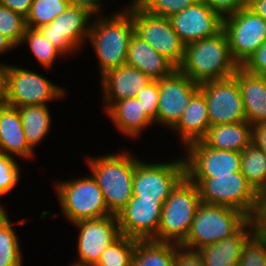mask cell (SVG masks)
<instances>
[{"instance_id": "9c48e42d", "label": "cell", "mask_w": 266, "mask_h": 266, "mask_svg": "<svg viewBox=\"0 0 266 266\" xmlns=\"http://www.w3.org/2000/svg\"><path fill=\"white\" fill-rule=\"evenodd\" d=\"M126 10L132 16L135 34L178 68L184 59L185 44L172 28L169 18L152 15L141 7Z\"/></svg>"}, {"instance_id": "d6a6232c", "label": "cell", "mask_w": 266, "mask_h": 266, "mask_svg": "<svg viewBox=\"0 0 266 266\" xmlns=\"http://www.w3.org/2000/svg\"><path fill=\"white\" fill-rule=\"evenodd\" d=\"M28 43L29 47L44 68H51L57 56L63 55L38 29L26 28L22 43Z\"/></svg>"}, {"instance_id": "2e32d148", "label": "cell", "mask_w": 266, "mask_h": 266, "mask_svg": "<svg viewBox=\"0 0 266 266\" xmlns=\"http://www.w3.org/2000/svg\"><path fill=\"white\" fill-rule=\"evenodd\" d=\"M158 82L157 123H162L172 129L181 119L192 96L200 89V84L193 82L178 68Z\"/></svg>"}, {"instance_id": "3957f363", "label": "cell", "mask_w": 266, "mask_h": 266, "mask_svg": "<svg viewBox=\"0 0 266 266\" xmlns=\"http://www.w3.org/2000/svg\"><path fill=\"white\" fill-rule=\"evenodd\" d=\"M134 33L132 16L126 8L115 16L101 17L91 24L88 41L98 57L101 75L126 65L127 50Z\"/></svg>"}, {"instance_id": "f907efd6", "label": "cell", "mask_w": 266, "mask_h": 266, "mask_svg": "<svg viewBox=\"0 0 266 266\" xmlns=\"http://www.w3.org/2000/svg\"><path fill=\"white\" fill-rule=\"evenodd\" d=\"M134 2H132V6L129 5L128 8L130 7H141L147 0H133Z\"/></svg>"}, {"instance_id": "7c38bea8", "label": "cell", "mask_w": 266, "mask_h": 266, "mask_svg": "<svg viewBox=\"0 0 266 266\" xmlns=\"http://www.w3.org/2000/svg\"><path fill=\"white\" fill-rule=\"evenodd\" d=\"M204 93L210 126L246 121L238 81L234 76L200 84Z\"/></svg>"}, {"instance_id": "836d02e7", "label": "cell", "mask_w": 266, "mask_h": 266, "mask_svg": "<svg viewBox=\"0 0 266 266\" xmlns=\"http://www.w3.org/2000/svg\"><path fill=\"white\" fill-rule=\"evenodd\" d=\"M26 28V18L23 15L0 5V33L15 46L21 44Z\"/></svg>"}, {"instance_id": "e575fe53", "label": "cell", "mask_w": 266, "mask_h": 266, "mask_svg": "<svg viewBox=\"0 0 266 266\" xmlns=\"http://www.w3.org/2000/svg\"><path fill=\"white\" fill-rule=\"evenodd\" d=\"M238 266H266V242L255 233L242 248Z\"/></svg>"}, {"instance_id": "277c9868", "label": "cell", "mask_w": 266, "mask_h": 266, "mask_svg": "<svg viewBox=\"0 0 266 266\" xmlns=\"http://www.w3.org/2000/svg\"><path fill=\"white\" fill-rule=\"evenodd\" d=\"M248 220L249 218L237 209L201 202L188 236L180 247L197 252L205 246L233 236Z\"/></svg>"}, {"instance_id": "681fc988", "label": "cell", "mask_w": 266, "mask_h": 266, "mask_svg": "<svg viewBox=\"0 0 266 266\" xmlns=\"http://www.w3.org/2000/svg\"><path fill=\"white\" fill-rule=\"evenodd\" d=\"M5 105V84H0V109Z\"/></svg>"}, {"instance_id": "4dcf8cb0", "label": "cell", "mask_w": 266, "mask_h": 266, "mask_svg": "<svg viewBox=\"0 0 266 266\" xmlns=\"http://www.w3.org/2000/svg\"><path fill=\"white\" fill-rule=\"evenodd\" d=\"M68 6V0H33L29 14L26 16V26L38 29L48 25Z\"/></svg>"}, {"instance_id": "bcb514c9", "label": "cell", "mask_w": 266, "mask_h": 266, "mask_svg": "<svg viewBox=\"0 0 266 266\" xmlns=\"http://www.w3.org/2000/svg\"><path fill=\"white\" fill-rule=\"evenodd\" d=\"M16 46L3 34L0 33V53H5L11 48H15Z\"/></svg>"}, {"instance_id": "4316f807", "label": "cell", "mask_w": 266, "mask_h": 266, "mask_svg": "<svg viewBox=\"0 0 266 266\" xmlns=\"http://www.w3.org/2000/svg\"><path fill=\"white\" fill-rule=\"evenodd\" d=\"M180 245L154 240H137L131 266H175Z\"/></svg>"}, {"instance_id": "8d00e7d4", "label": "cell", "mask_w": 266, "mask_h": 266, "mask_svg": "<svg viewBox=\"0 0 266 266\" xmlns=\"http://www.w3.org/2000/svg\"><path fill=\"white\" fill-rule=\"evenodd\" d=\"M19 169L14 157L0 153V196L9 193L17 185Z\"/></svg>"}, {"instance_id": "5b68a950", "label": "cell", "mask_w": 266, "mask_h": 266, "mask_svg": "<svg viewBox=\"0 0 266 266\" xmlns=\"http://www.w3.org/2000/svg\"><path fill=\"white\" fill-rule=\"evenodd\" d=\"M201 203L197 185L185 176L163 204L157 234L151 239L181 244Z\"/></svg>"}, {"instance_id": "db71d44e", "label": "cell", "mask_w": 266, "mask_h": 266, "mask_svg": "<svg viewBox=\"0 0 266 266\" xmlns=\"http://www.w3.org/2000/svg\"><path fill=\"white\" fill-rule=\"evenodd\" d=\"M88 266H101V265H98V264H91V265H88Z\"/></svg>"}, {"instance_id": "d6986e66", "label": "cell", "mask_w": 266, "mask_h": 266, "mask_svg": "<svg viewBox=\"0 0 266 266\" xmlns=\"http://www.w3.org/2000/svg\"><path fill=\"white\" fill-rule=\"evenodd\" d=\"M101 77L106 110L115 102L136 97L152 81L146 74L128 65L110 69Z\"/></svg>"}, {"instance_id": "603a6c76", "label": "cell", "mask_w": 266, "mask_h": 266, "mask_svg": "<svg viewBox=\"0 0 266 266\" xmlns=\"http://www.w3.org/2000/svg\"><path fill=\"white\" fill-rule=\"evenodd\" d=\"M33 150L26 141L18 108L5 104L0 109V153L30 159Z\"/></svg>"}, {"instance_id": "5bb4252c", "label": "cell", "mask_w": 266, "mask_h": 266, "mask_svg": "<svg viewBox=\"0 0 266 266\" xmlns=\"http://www.w3.org/2000/svg\"><path fill=\"white\" fill-rule=\"evenodd\" d=\"M92 15L85 8L69 5L63 13L38 30L66 55L77 50L84 38L88 39L90 26L87 23Z\"/></svg>"}, {"instance_id": "6da1fadb", "label": "cell", "mask_w": 266, "mask_h": 266, "mask_svg": "<svg viewBox=\"0 0 266 266\" xmlns=\"http://www.w3.org/2000/svg\"><path fill=\"white\" fill-rule=\"evenodd\" d=\"M238 67L232 58L227 35L222 30L213 37L185 45L184 59L178 69L193 82L202 84L231 77Z\"/></svg>"}, {"instance_id": "ac0fdd59", "label": "cell", "mask_w": 266, "mask_h": 266, "mask_svg": "<svg viewBox=\"0 0 266 266\" xmlns=\"http://www.w3.org/2000/svg\"><path fill=\"white\" fill-rule=\"evenodd\" d=\"M223 19L201 1L169 17L172 28L185 45L220 33L223 30Z\"/></svg>"}, {"instance_id": "9a60e30c", "label": "cell", "mask_w": 266, "mask_h": 266, "mask_svg": "<svg viewBox=\"0 0 266 266\" xmlns=\"http://www.w3.org/2000/svg\"><path fill=\"white\" fill-rule=\"evenodd\" d=\"M186 176L188 178H215L241 172V153L217 150L206 146L202 141L186 147Z\"/></svg>"}, {"instance_id": "7402d4cb", "label": "cell", "mask_w": 266, "mask_h": 266, "mask_svg": "<svg viewBox=\"0 0 266 266\" xmlns=\"http://www.w3.org/2000/svg\"><path fill=\"white\" fill-rule=\"evenodd\" d=\"M253 234L254 229L248 220L233 236L205 246L197 252L203 258L205 266H238L242 248Z\"/></svg>"}, {"instance_id": "60d3db41", "label": "cell", "mask_w": 266, "mask_h": 266, "mask_svg": "<svg viewBox=\"0 0 266 266\" xmlns=\"http://www.w3.org/2000/svg\"><path fill=\"white\" fill-rule=\"evenodd\" d=\"M212 8L215 12L220 14L223 18L235 13L239 8L236 0H198Z\"/></svg>"}, {"instance_id": "52a82bcc", "label": "cell", "mask_w": 266, "mask_h": 266, "mask_svg": "<svg viewBox=\"0 0 266 266\" xmlns=\"http://www.w3.org/2000/svg\"><path fill=\"white\" fill-rule=\"evenodd\" d=\"M199 190L202 203L223 205L237 209L251 217L257 192L241 172L215 178H189Z\"/></svg>"}, {"instance_id": "c3c4849f", "label": "cell", "mask_w": 266, "mask_h": 266, "mask_svg": "<svg viewBox=\"0 0 266 266\" xmlns=\"http://www.w3.org/2000/svg\"><path fill=\"white\" fill-rule=\"evenodd\" d=\"M259 0H236L239 9H251Z\"/></svg>"}, {"instance_id": "74e56055", "label": "cell", "mask_w": 266, "mask_h": 266, "mask_svg": "<svg viewBox=\"0 0 266 266\" xmlns=\"http://www.w3.org/2000/svg\"><path fill=\"white\" fill-rule=\"evenodd\" d=\"M136 99L140 102L146 115L157 123L158 101H159V82L152 80L140 92L137 93Z\"/></svg>"}, {"instance_id": "b9f144b4", "label": "cell", "mask_w": 266, "mask_h": 266, "mask_svg": "<svg viewBox=\"0 0 266 266\" xmlns=\"http://www.w3.org/2000/svg\"><path fill=\"white\" fill-rule=\"evenodd\" d=\"M175 266H205V264L198 252L180 248L177 251Z\"/></svg>"}, {"instance_id": "8992f818", "label": "cell", "mask_w": 266, "mask_h": 266, "mask_svg": "<svg viewBox=\"0 0 266 266\" xmlns=\"http://www.w3.org/2000/svg\"><path fill=\"white\" fill-rule=\"evenodd\" d=\"M56 192L65 217L73 224L81 220L112 215L92 175L60 182L56 186Z\"/></svg>"}, {"instance_id": "f5cc1de1", "label": "cell", "mask_w": 266, "mask_h": 266, "mask_svg": "<svg viewBox=\"0 0 266 266\" xmlns=\"http://www.w3.org/2000/svg\"><path fill=\"white\" fill-rule=\"evenodd\" d=\"M6 215L5 210L3 209L2 205H0V220Z\"/></svg>"}, {"instance_id": "7bdbcfd3", "label": "cell", "mask_w": 266, "mask_h": 266, "mask_svg": "<svg viewBox=\"0 0 266 266\" xmlns=\"http://www.w3.org/2000/svg\"><path fill=\"white\" fill-rule=\"evenodd\" d=\"M33 0H0V5L23 15L25 18L29 14Z\"/></svg>"}, {"instance_id": "f35d334b", "label": "cell", "mask_w": 266, "mask_h": 266, "mask_svg": "<svg viewBox=\"0 0 266 266\" xmlns=\"http://www.w3.org/2000/svg\"><path fill=\"white\" fill-rule=\"evenodd\" d=\"M249 220L254 233L266 237V189L257 192L255 208Z\"/></svg>"}, {"instance_id": "83f0119b", "label": "cell", "mask_w": 266, "mask_h": 266, "mask_svg": "<svg viewBox=\"0 0 266 266\" xmlns=\"http://www.w3.org/2000/svg\"><path fill=\"white\" fill-rule=\"evenodd\" d=\"M21 115L24 135L33 149L49 133L51 116L47 105H29L17 107Z\"/></svg>"}, {"instance_id": "7dc6e473", "label": "cell", "mask_w": 266, "mask_h": 266, "mask_svg": "<svg viewBox=\"0 0 266 266\" xmlns=\"http://www.w3.org/2000/svg\"><path fill=\"white\" fill-rule=\"evenodd\" d=\"M252 9L266 21V0H259Z\"/></svg>"}, {"instance_id": "d590c367", "label": "cell", "mask_w": 266, "mask_h": 266, "mask_svg": "<svg viewBox=\"0 0 266 266\" xmlns=\"http://www.w3.org/2000/svg\"><path fill=\"white\" fill-rule=\"evenodd\" d=\"M197 1L198 0H147L141 8L152 15L169 18Z\"/></svg>"}, {"instance_id": "d4e9b609", "label": "cell", "mask_w": 266, "mask_h": 266, "mask_svg": "<svg viewBox=\"0 0 266 266\" xmlns=\"http://www.w3.org/2000/svg\"><path fill=\"white\" fill-rule=\"evenodd\" d=\"M201 141L217 150L242 153L252 143V126L247 121L213 125Z\"/></svg>"}, {"instance_id": "4fadbf2b", "label": "cell", "mask_w": 266, "mask_h": 266, "mask_svg": "<svg viewBox=\"0 0 266 266\" xmlns=\"http://www.w3.org/2000/svg\"><path fill=\"white\" fill-rule=\"evenodd\" d=\"M74 224L80 230L79 260L70 266L97 264L103 251L121 236L116 215L81 220Z\"/></svg>"}, {"instance_id": "ee69618b", "label": "cell", "mask_w": 266, "mask_h": 266, "mask_svg": "<svg viewBox=\"0 0 266 266\" xmlns=\"http://www.w3.org/2000/svg\"><path fill=\"white\" fill-rule=\"evenodd\" d=\"M252 143L266 152V122L252 126Z\"/></svg>"}, {"instance_id": "cb8c5ba5", "label": "cell", "mask_w": 266, "mask_h": 266, "mask_svg": "<svg viewBox=\"0 0 266 266\" xmlns=\"http://www.w3.org/2000/svg\"><path fill=\"white\" fill-rule=\"evenodd\" d=\"M210 127L207 102L204 93L199 89L191 98L178 123L172 128L181 135L185 147L201 141Z\"/></svg>"}, {"instance_id": "f1b7e54d", "label": "cell", "mask_w": 266, "mask_h": 266, "mask_svg": "<svg viewBox=\"0 0 266 266\" xmlns=\"http://www.w3.org/2000/svg\"><path fill=\"white\" fill-rule=\"evenodd\" d=\"M241 173L258 192L266 189V152L251 143L241 153Z\"/></svg>"}, {"instance_id": "ab89813d", "label": "cell", "mask_w": 266, "mask_h": 266, "mask_svg": "<svg viewBox=\"0 0 266 266\" xmlns=\"http://www.w3.org/2000/svg\"><path fill=\"white\" fill-rule=\"evenodd\" d=\"M242 67L250 73L266 75V41L246 60Z\"/></svg>"}, {"instance_id": "44dd1931", "label": "cell", "mask_w": 266, "mask_h": 266, "mask_svg": "<svg viewBox=\"0 0 266 266\" xmlns=\"http://www.w3.org/2000/svg\"><path fill=\"white\" fill-rule=\"evenodd\" d=\"M126 65L140 70L152 80L167 77L177 69L171 61L159 54L135 33L132 35L127 50Z\"/></svg>"}, {"instance_id": "7a4b0ae2", "label": "cell", "mask_w": 266, "mask_h": 266, "mask_svg": "<svg viewBox=\"0 0 266 266\" xmlns=\"http://www.w3.org/2000/svg\"><path fill=\"white\" fill-rule=\"evenodd\" d=\"M87 160L92 176L104 195L109 212L117 215L133 196V175L139 160L131 157L128 152Z\"/></svg>"}, {"instance_id": "f6af8a7d", "label": "cell", "mask_w": 266, "mask_h": 266, "mask_svg": "<svg viewBox=\"0 0 266 266\" xmlns=\"http://www.w3.org/2000/svg\"><path fill=\"white\" fill-rule=\"evenodd\" d=\"M101 0H68L69 5L87 9L90 13L96 14L101 9Z\"/></svg>"}, {"instance_id": "816d5d0a", "label": "cell", "mask_w": 266, "mask_h": 266, "mask_svg": "<svg viewBox=\"0 0 266 266\" xmlns=\"http://www.w3.org/2000/svg\"><path fill=\"white\" fill-rule=\"evenodd\" d=\"M4 70H5V65L0 64V84H4Z\"/></svg>"}, {"instance_id": "e0dca14e", "label": "cell", "mask_w": 266, "mask_h": 266, "mask_svg": "<svg viewBox=\"0 0 266 266\" xmlns=\"http://www.w3.org/2000/svg\"><path fill=\"white\" fill-rule=\"evenodd\" d=\"M163 200L140 199L132 196L127 205L116 215L121 235L137 240H150L158 231Z\"/></svg>"}, {"instance_id": "484cf974", "label": "cell", "mask_w": 266, "mask_h": 266, "mask_svg": "<svg viewBox=\"0 0 266 266\" xmlns=\"http://www.w3.org/2000/svg\"><path fill=\"white\" fill-rule=\"evenodd\" d=\"M109 118L123 134L137 137L140 132L154 122L146 115L140 102L127 98L113 103L107 110Z\"/></svg>"}, {"instance_id": "ba28073f", "label": "cell", "mask_w": 266, "mask_h": 266, "mask_svg": "<svg viewBox=\"0 0 266 266\" xmlns=\"http://www.w3.org/2000/svg\"><path fill=\"white\" fill-rule=\"evenodd\" d=\"M5 104L13 107L47 105V101L64 97V89L31 70L5 65Z\"/></svg>"}, {"instance_id": "30bf717a", "label": "cell", "mask_w": 266, "mask_h": 266, "mask_svg": "<svg viewBox=\"0 0 266 266\" xmlns=\"http://www.w3.org/2000/svg\"><path fill=\"white\" fill-rule=\"evenodd\" d=\"M232 58L242 66L266 41V21L251 9H238L223 19Z\"/></svg>"}, {"instance_id": "f546056e", "label": "cell", "mask_w": 266, "mask_h": 266, "mask_svg": "<svg viewBox=\"0 0 266 266\" xmlns=\"http://www.w3.org/2000/svg\"><path fill=\"white\" fill-rule=\"evenodd\" d=\"M6 214L0 220V266H22V254L17 234Z\"/></svg>"}, {"instance_id": "1f68e13d", "label": "cell", "mask_w": 266, "mask_h": 266, "mask_svg": "<svg viewBox=\"0 0 266 266\" xmlns=\"http://www.w3.org/2000/svg\"><path fill=\"white\" fill-rule=\"evenodd\" d=\"M137 239L121 235L101 254L97 264L101 266H131Z\"/></svg>"}, {"instance_id": "8fae6325", "label": "cell", "mask_w": 266, "mask_h": 266, "mask_svg": "<svg viewBox=\"0 0 266 266\" xmlns=\"http://www.w3.org/2000/svg\"><path fill=\"white\" fill-rule=\"evenodd\" d=\"M185 176L184 159L161 164H148L140 160L135 166L133 175V196L165 202L172 190Z\"/></svg>"}, {"instance_id": "ffe728a7", "label": "cell", "mask_w": 266, "mask_h": 266, "mask_svg": "<svg viewBox=\"0 0 266 266\" xmlns=\"http://www.w3.org/2000/svg\"><path fill=\"white\" fill-rule=\"evenodd\" d=\"M240 86L246 121L266 122V75L253 74L239 66L233 75Z\"/></svg>"}]
</instances>
